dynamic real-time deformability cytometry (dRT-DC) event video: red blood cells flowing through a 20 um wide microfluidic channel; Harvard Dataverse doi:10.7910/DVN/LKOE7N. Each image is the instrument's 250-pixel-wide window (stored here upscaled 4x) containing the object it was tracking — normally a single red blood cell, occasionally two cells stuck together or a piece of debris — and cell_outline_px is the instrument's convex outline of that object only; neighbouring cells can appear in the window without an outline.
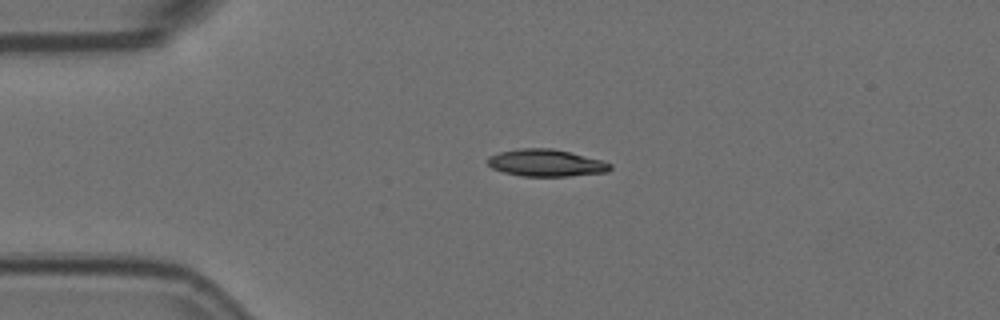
{"species": "Egyptian fruit bat (a non-hibernating species)", "species_latin": "Rousettus aegyptiacus", "temperature_condition": "room temperature", "stored_images_in_passage": 5, "camera_frame_rate_fps": 3000, "um_per_image_px": 0.085, "animal": {"sex": "female"}, "frame": {"image": 1, "passage_image": 4, "time_ms": 1.0, "image_size_px": [1000, 320], "cell_outline_px": [[612, 168], [608, 172], [568, 176], [520, 176], [504, 172], [492, 168], [488, 164], [488, 156], [500, 152], [520, 148], [552, 148], [604, 160], [612, 164]], "centroid_in_image_um": [46.44, 13.84], "position_along_channel_um": 38.6, "area_um2": 19.42}}